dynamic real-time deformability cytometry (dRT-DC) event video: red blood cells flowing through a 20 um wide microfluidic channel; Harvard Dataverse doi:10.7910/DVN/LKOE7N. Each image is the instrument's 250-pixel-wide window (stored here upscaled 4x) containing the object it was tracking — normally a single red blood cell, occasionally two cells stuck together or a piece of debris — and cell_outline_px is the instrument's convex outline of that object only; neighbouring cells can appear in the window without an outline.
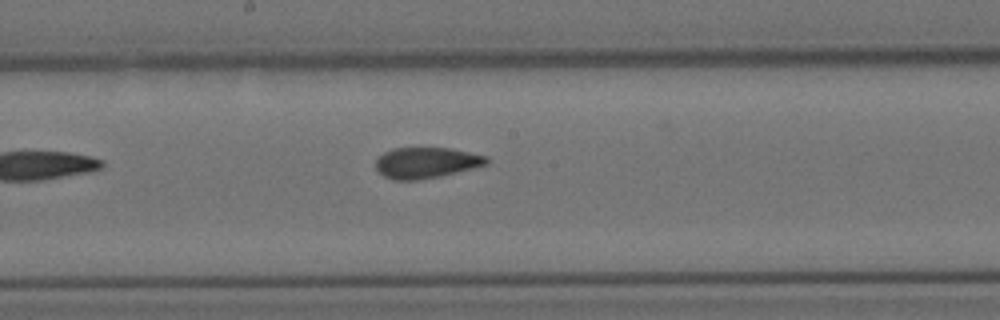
{"species": "Egyptian fruit bat (a non-hibernating species)", "species_latin": "Rousettus aegyptiacus", "temperature_condition": "cold", "stored_images_in_passage": 9, "camera_frame_rate_fps": 3000, "um_per_image_px": 0.085, "animal": {"sex": "female"}, "frame": {"image": 1, "passage_image": 9, "time_ms": 9.333, "image_size_px": [1000, 320], "cell_outline_px": [[488, 164], [440, 176], [416, 180], [392, 180], [384, 176], [376, 168], [376, 160], [384, 152], [392, 148], [452, 148], [488, 156]], "centroid_in_image_um": [36.23, 13.82], "position_along_channel_um": 212.0, "area_um2": 19.88}}